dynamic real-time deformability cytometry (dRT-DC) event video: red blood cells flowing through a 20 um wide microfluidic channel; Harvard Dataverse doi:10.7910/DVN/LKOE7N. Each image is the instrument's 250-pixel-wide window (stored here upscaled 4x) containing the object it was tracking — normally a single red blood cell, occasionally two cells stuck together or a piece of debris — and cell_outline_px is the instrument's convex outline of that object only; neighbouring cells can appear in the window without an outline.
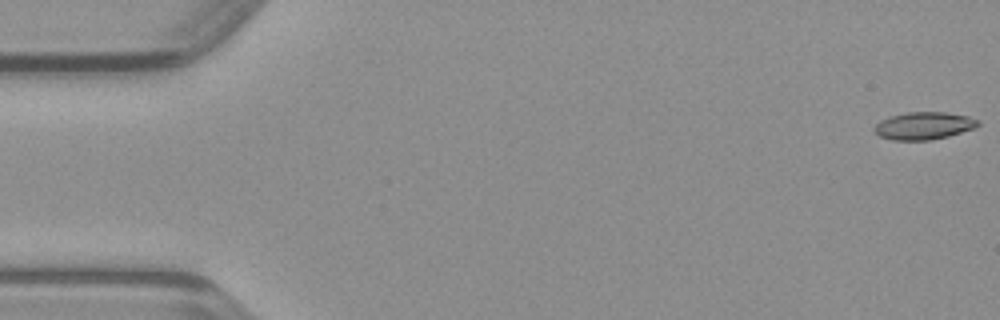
{"species": "common noctule bat (a hibernating species)", "species_latin": "Nyctalus noctula", "temperature_condition": "warm", "stored_images_in_passage": 48, "camera_frame_rate_fps": 3000, "um_per_image_px": 0.085, "animal": {"sex": "male", "body_mass_g": 23.1, "forearm_length_mm": 52.7}, "frame": {"image": 1, "passage_image": 1, "time_ms": 0.0, "image_size_px": [1000, 320], "cell_outline_px": [[980, 124], [972, 128], [948, 136], [928, 140], [892, 140], [880, 136], [872, 128], [880, 120], [888, 116], [908, 112], [944, 112], [968, 116], [980, 120]], "centroid_in_image_um": [78.49, 10.68], "position_along_channel_um": 6.5, "area_um2": 16.53}}
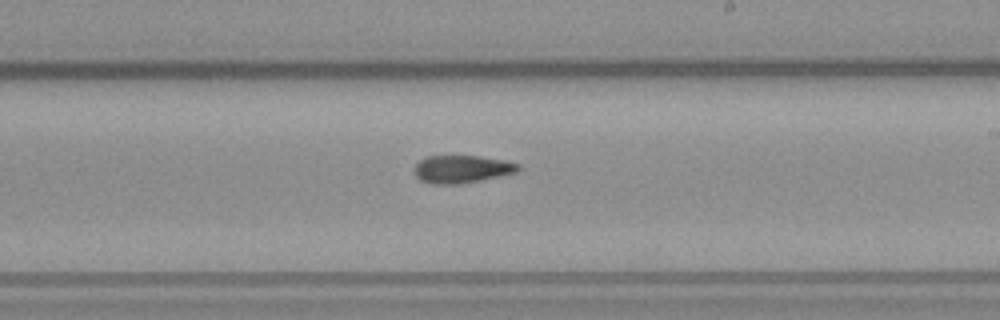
{"frame": {"image": 2, "passage_image": 28, "time_ms": 9.0, "image_size_px": [1000, 320], "cell_outline_px": [[520, 168], [516, 172], [480, 180], [460, 184], [432, 184], [420, 180], [416, 176], [416, 164], [420, 160], [428, 156], [480, 156], [508, 160], [520, 164]], "centroid_in_image_um": [39.29, 14.37], "position_along_channel_um": 249.7, "area_um2": 16.7}}
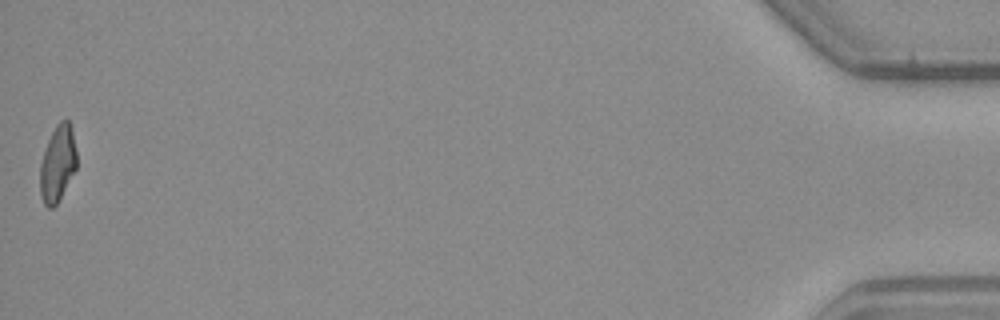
{"frame": {"image": 3, "passage_image": 48, "time_ms": 15.667, "image_size_px": [1000, 320], "cell_outline_px": [[76, 168], [56, 204], [52, 208], [48, 208], [44, 204], [40, 192], [40, 164], [48, 140], [56, 124], [60, 120], [68, 120], [72, 128], [76, 152]], "centroid_in_image_um": [4.89, 13.88], "position_along_channel_um": 430.3, "area_um2": 16.01}}